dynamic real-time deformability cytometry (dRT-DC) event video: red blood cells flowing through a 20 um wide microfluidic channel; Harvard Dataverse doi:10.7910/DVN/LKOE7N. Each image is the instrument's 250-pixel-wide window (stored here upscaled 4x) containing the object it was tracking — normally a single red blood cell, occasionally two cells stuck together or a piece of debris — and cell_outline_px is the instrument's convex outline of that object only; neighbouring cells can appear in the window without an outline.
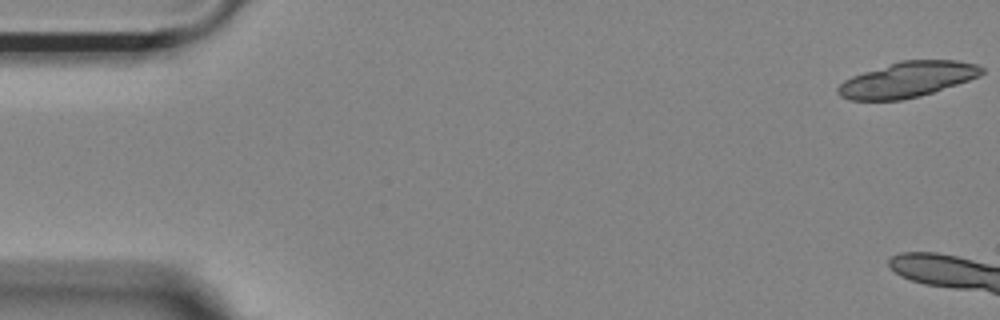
{"species": "Egyptian fruit bat (a non-hibernating species)", "species_latin": "Rousettus aegyptiacus", "temperature_condition": "room temperature", "stored_images_in_passage": 6, "camera_frame_rate_fps": 3000, "um_per_image_px": 0.085, "animal": {"sex": "female"}, "frame": {"image": 1, "passage_image": 1, "time_ms": 0.0, "image_size_px": [1000, 320], "cell_outline_px": [[984, 72], [980, 76], [920, 96], [900, 100], [848, 100], [840, 96], [836, 92], [836, 88], [844, 80], [852, 76], [900, 60], [956, 60], [976, 64], [984, 68]], "centroid_in_image_um": [77.11, 6.76], "position_along_channel_um": 7.9, "area_um2": 29.54}}